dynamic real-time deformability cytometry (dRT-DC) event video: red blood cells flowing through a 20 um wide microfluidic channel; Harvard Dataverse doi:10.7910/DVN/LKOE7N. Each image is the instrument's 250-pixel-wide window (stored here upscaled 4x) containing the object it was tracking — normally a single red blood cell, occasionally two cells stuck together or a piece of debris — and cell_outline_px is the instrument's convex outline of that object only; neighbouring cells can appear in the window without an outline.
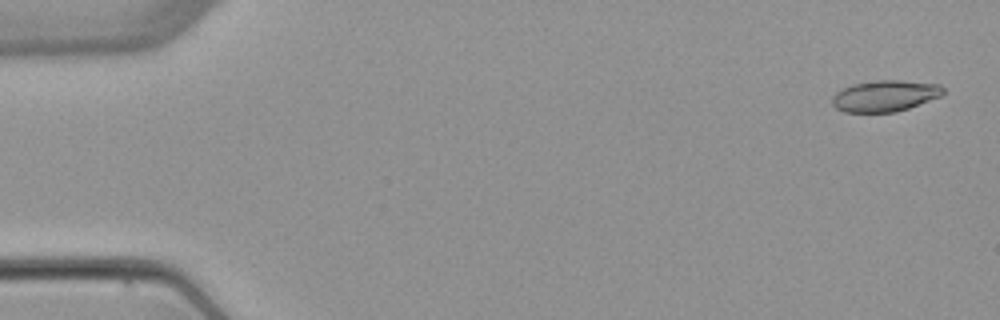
{"species": "common noctule bat (a hibernating species)", "species_latin": "Nyctalus noctula", "temperature_condition": "warm", "stored_images_in_passage": 4, "camera_frame_rate_fps": 3000, "um_per_image_px": 0.085, "animal": {"sex": "female", "body_mass_g": 22.7, "forearm_length_mm": 54.2}, "frame": {"image": 1, "passage_image": 1, "time_ms": 0.0, "image_size_px": [1000, 320], "cell_outline_px": [[944, 92], [940, 96], [908, 108], [896, 112], [844, 112], [836, 108], [832, 104], [832, 96], [836, 92], [852, 84], [876, 80], [900, 80], [940, 84], [944, 88]], "centroid_in_image_um": [75.21, 8.14], "position_along_channel_um": 9.8, "area_um2": 20.17}}
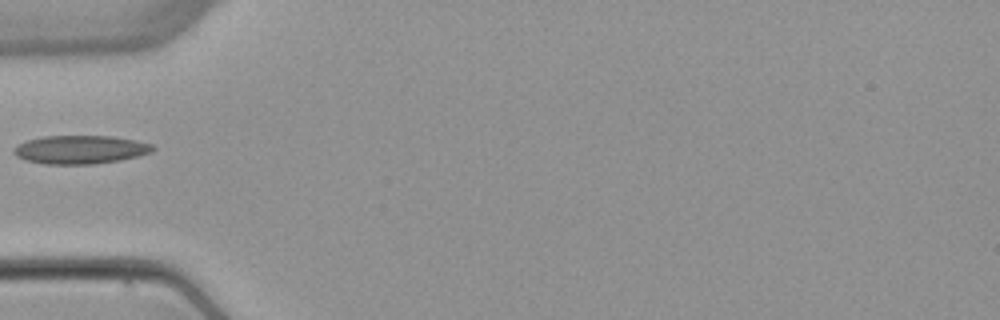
{"frame": {"image": 2, "passage_image": 4, "time_ms": 5.333, "image_size_px": [1000, 320], "cell_outline_px": [[156, 148], [152, 152], [120, 160], [92, 164], [44, 164], [24, 160], [16, 156], [12, 152], [12, 148], [28, 140], [44, 136], [112, 136], [136, 140], [152, 144]], "centroid_in_image_um": [6.82, 12.72], "position_along_channel_um": 78.2, "area_um2": 23.06}}